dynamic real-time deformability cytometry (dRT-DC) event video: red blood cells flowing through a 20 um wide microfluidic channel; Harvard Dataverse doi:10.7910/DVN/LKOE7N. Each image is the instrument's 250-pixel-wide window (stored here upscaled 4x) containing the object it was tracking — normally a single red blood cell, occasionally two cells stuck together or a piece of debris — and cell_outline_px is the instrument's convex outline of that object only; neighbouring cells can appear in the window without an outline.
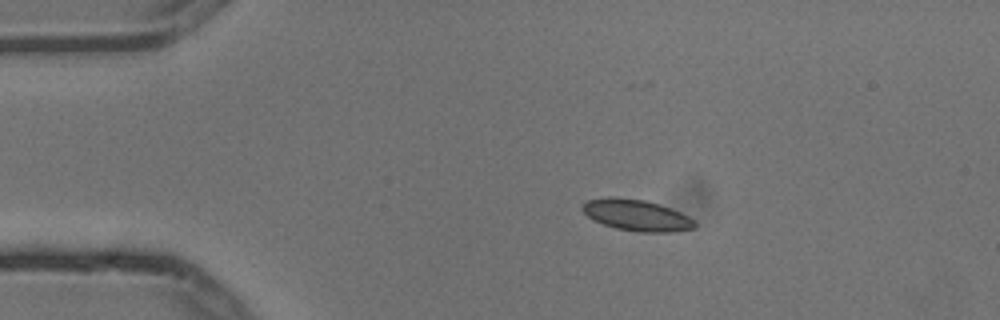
{"species": "common noctule bat (a hibernating species)", "species_latin": "Nyctalus noctula", "temperature_condition": "cold", "stored_images_in_passage": 6, "camera_frame_rate_fps": 3000, "um_per_image_px": 0.085, "animal": {"sex": "male", "body_mass_g": 13.3}, "frame": {"image": 1, "passage_image": 2, "time_ms": 0.333, "image_size_px": [1000, 320], "cell_outline_px": [[696, 228], [672, 232], [636, 232], [616, 228], [592, 220], [580, 208], [588, 200], [608, 196], [612, 196], [644, 200], [660, 204], [680, 212], [696, 220]], "centroid_in_image_um": [54.13, 18.29], "position_along_channel_um": 30.9, "area_um2": 20.63}}
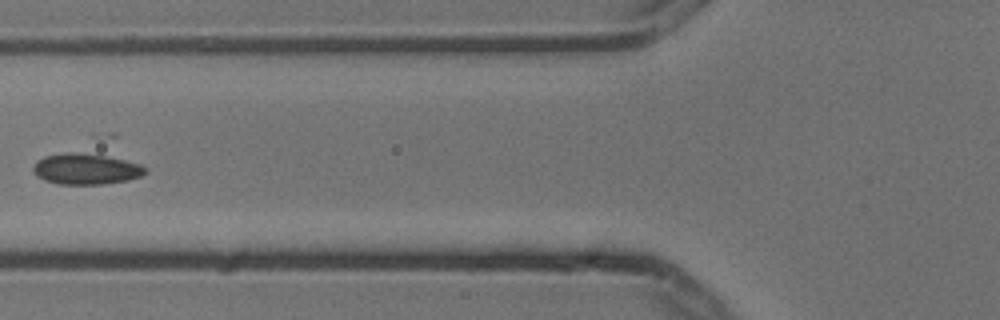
{"frame": {"image": 2, "passage_image": 5, "time_ms": 1.333, "image_size_px": [1000, 320], "cell_outline_px": [[148, 172], [140, 176], [128, 180], [100, 184], [56, 184], [44, 180], [36, 176], [32, 172], [32, 168], [36, 160], [44, 156], [68, 152], [96, 152], [140, 164], [148, 168]], "centroid_in_image_um": [7.3, 14.34], "position_along_channel_um": 118.5, "area_um2": 20.75}}
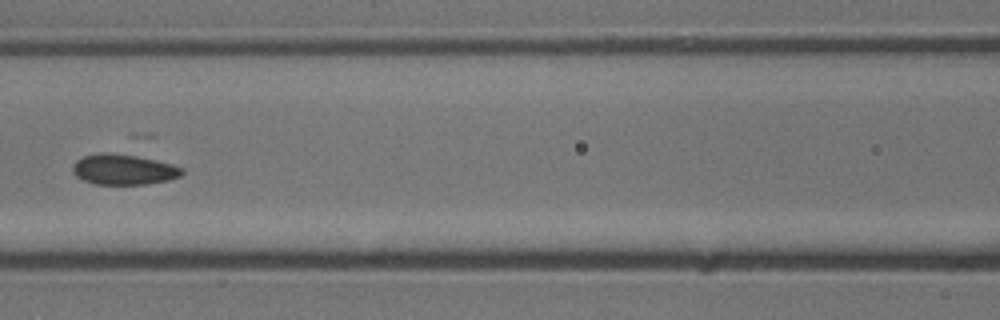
{"frame": {"image": 3, "passage_image": 6, "time_ms": 1.667, "image_size_px": [1000, 320], "cell_outline_px": [[184, 172], [180, 176], [168, 180], [148, 184], [96, 184], [84, 180], [76, 176], [72, 172], [72, 164], [76, 160], [84, 156], [100, 152], [108, 152], [136, 156], [172, 164], [184, 168]], "centroid_in_image_um": [10.49, 14.4], "position_along_channel_um": 156.1, "area_um2": 19.42}}